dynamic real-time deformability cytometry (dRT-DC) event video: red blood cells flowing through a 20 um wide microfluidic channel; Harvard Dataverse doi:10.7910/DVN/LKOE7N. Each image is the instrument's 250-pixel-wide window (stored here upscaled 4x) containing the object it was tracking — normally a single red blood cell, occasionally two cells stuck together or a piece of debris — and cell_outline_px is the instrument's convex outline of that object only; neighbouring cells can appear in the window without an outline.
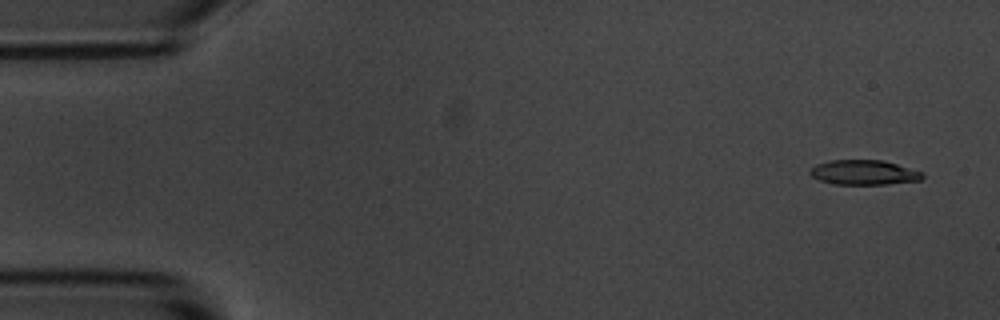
{"species": "common noctule bat (a hibernating species)", "species_latin": "Nyctalus noctula", "temperature_condition": "room temperature", "stored_images_in_passage": 4, "camera_frame_rate_fps": 3000, "um_per_image_px": 0.085, "animal": {"sex": "male", "body_mass_g": 20.1, "forearm_length_mm": 53.5}, "frame": {"image": 1, "passage_image": 1, "time_ms": 0.0, "image_size_px": [1000, 320], "cell_outline_px": [[924, 176], [920, 180], [888, 184], [832, 184], [820, 180], [812, 176], [808, 172], [816, 164], [828, 160], [884, 160], [924, 172]], "centroid_in_image_um": [73.44, 14.65], "position_along_channel_um": 11.6, "area_um2": 16.3}}
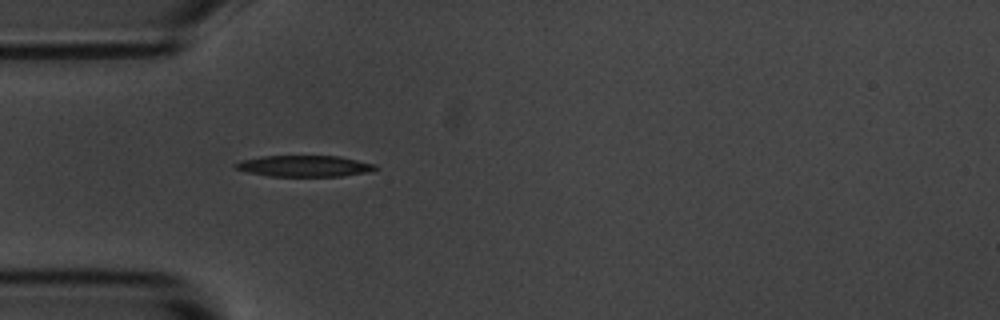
{"frame": {"image": 2, "passage_image": 4, "time_ms": 4.333, "image_size_px": [1000, 320], "cell_outline_px": [[376, 168], [372, 172], [344, 176], [268, 176], [248, 172], [236, 168], [232, 164], [240, 160], [264, 156], [340, 156], [376, 164]], "centroid_in_image_um": [25.9, 14.11], "position_along_channel_um": 59.1, "area_um2": 17.4}}